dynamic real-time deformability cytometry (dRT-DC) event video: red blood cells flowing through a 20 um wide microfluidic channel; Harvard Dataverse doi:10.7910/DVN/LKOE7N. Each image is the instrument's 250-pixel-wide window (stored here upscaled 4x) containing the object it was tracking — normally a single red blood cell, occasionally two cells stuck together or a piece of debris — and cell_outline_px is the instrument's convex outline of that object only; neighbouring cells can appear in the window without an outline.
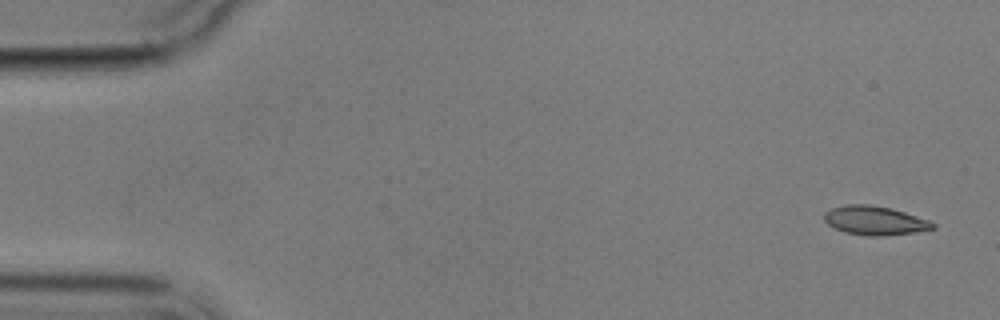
{"species": "common noctule bat (a hibernating species)", "species_latin": "Nyctalus noctula", "temperature_condition": "cold", "stored_images_in_passage": 3, "camera_frame_rate_fps": 3000, "um_per_image_px": 0.085, "animal": {"sex": "male", "body_mass_g": 17.9}, "frame": {"image": 1, "passage_image": 1, "time_ms": 0.0, "image_size_px": [1000, 320], "cell_outline_px": [[936, 228], [916, 232], [880, 236], [868, 236], [844, 232], [828, 224], [824, 220], [824, 212], [832, 208], [848, 204], [872, 204], [892, 208], [928, 220], [936, 224]], "centroid_in_image_um": [74.36, 18.74], "position_along_channel_um": 10.6, "area_um2": 18.32}}